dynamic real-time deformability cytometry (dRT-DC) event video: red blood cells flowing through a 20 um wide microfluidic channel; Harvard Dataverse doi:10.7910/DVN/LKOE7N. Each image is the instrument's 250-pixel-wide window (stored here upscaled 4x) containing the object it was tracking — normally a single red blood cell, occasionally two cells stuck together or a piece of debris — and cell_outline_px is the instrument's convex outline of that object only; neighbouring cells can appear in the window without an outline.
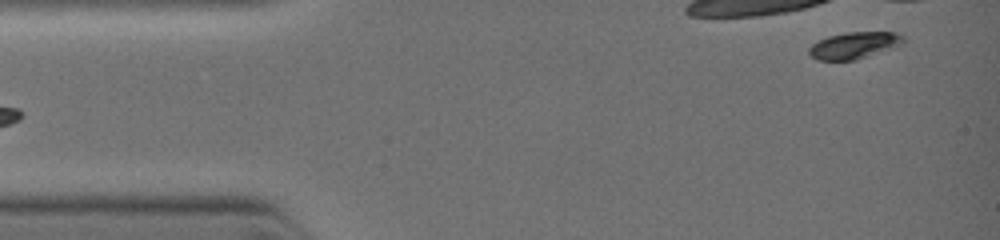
{"species": "common noctule bat (a hibernating species)", "species_latin": "Nyctalus noctula", "temperature_condition": "warm", "stored_images_in_passage": 6, "camera_frame_rate_fps": 3000, "um_per_image_px": 0.085, "animal": {"sex": "female", "body_mass_g": 19.0, "forearm_length_mm": 51.5}, "frame": {"image": 1, "passage_image": 1, "time_ms": 0.0, "image_size_px": [1000, 240], "cell_outline_px": [[904, 44], [856, 60], [816, 60], [808, 52], [808, 48], [812, 44], [828, 36], [848, 32], [892, 32], [904, 36]], "centroid_in_image_um": [72.61, 3.86], "position_along_channel_um": 12.4, "area_um2": 14.62}}